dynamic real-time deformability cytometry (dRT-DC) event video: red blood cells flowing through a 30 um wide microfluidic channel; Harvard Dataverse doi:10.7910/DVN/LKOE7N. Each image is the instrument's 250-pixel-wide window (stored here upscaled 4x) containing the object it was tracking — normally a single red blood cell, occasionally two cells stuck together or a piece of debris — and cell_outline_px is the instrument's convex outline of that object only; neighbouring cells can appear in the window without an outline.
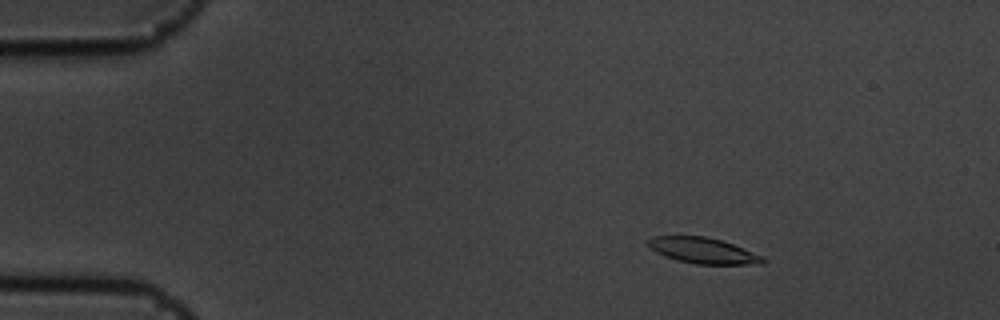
{"species": "common noctule bat (a hibernating species)", "species_latin": "Nyctalus noctula", "temperature_condition": "cold", "stored_images_in_passage": 50, "camera_frame_rate_fps": 3000, "um_per_image_px": 0.085, "animal": {"sex": "male", "body_mass_g": 19.5, "forearm_length_mm": 54.6}, "frame": {"image": 1, "passage_image": 2, "time_ms": 0.333, "image_size_px": [1000, 320], "cell_outline_px": [[768, 260], [764, 264], [696, 264], [676, 260], [664, 256], [648, 248], [648, 240], [652, 236], [704, 236], [720, 240], [732, 244], [764, 256]], "centroid_in_image_um": [59.77, 21.31], "position_along_channel_um": 25.2, "area_um2": 17.34}}
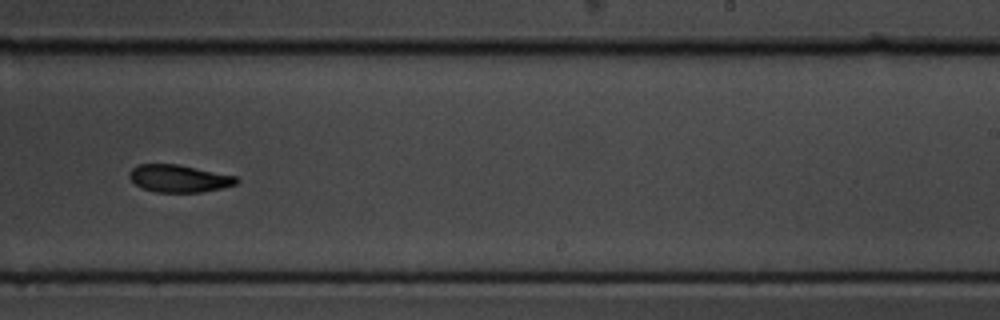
{"frame": {"image": 2, "passage_image": 29, "time_ms": 9.333, "image_size_px": [1000, 320], "cell_outline_px": [[240, 180], [236, 184], [220, 188], [200, 192], [156, 192], [144, 188], [136, 184], [128, 176], [128, 172], [136, 164], [180, 164], [236, 176]], "centroid_in_image_um": [15.2, 15.15], "position_along_channel_um": 273.8, "area_um2": 17.11}}
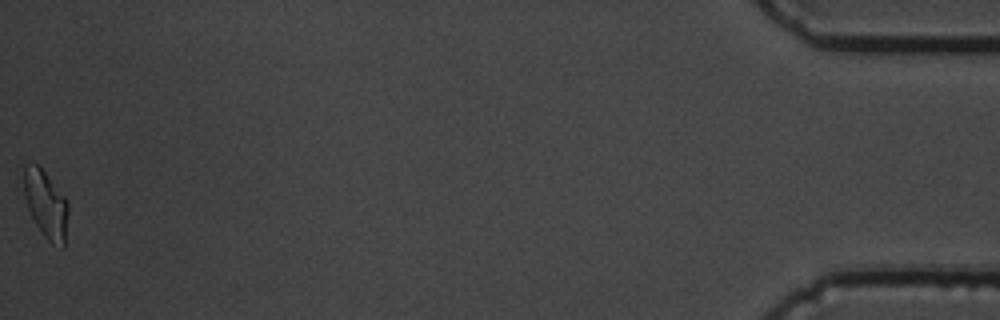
{"frame": {"image": 3, "passage_image": 50, "time_ms": 16.333, "image_size_px": [1000, 320], "cell_outline_px": [[68, 212], [64, 248], [60, 248], [52, 244], [44, 236], [36, 224], [28, 208], [24, 196], [20, 164], [24, 160], [36, 164], [44, 172], [68, 200]], "centroid_in_image_um": [3.84, 17.29], "position_along_channel_um": 431.4, "area_um2": 18.03}, "authors_computed_cell_mechanics": {"area_um2": 18.1203, "velocity_mm_per_s": 3.5777, "shape_relaxation_time_tau1_ms": 3.251, "shape_relaxation_time_tau2_ms": null, "deformation_change_tau1": 0.1178, "deformation_change_tau2": null}}